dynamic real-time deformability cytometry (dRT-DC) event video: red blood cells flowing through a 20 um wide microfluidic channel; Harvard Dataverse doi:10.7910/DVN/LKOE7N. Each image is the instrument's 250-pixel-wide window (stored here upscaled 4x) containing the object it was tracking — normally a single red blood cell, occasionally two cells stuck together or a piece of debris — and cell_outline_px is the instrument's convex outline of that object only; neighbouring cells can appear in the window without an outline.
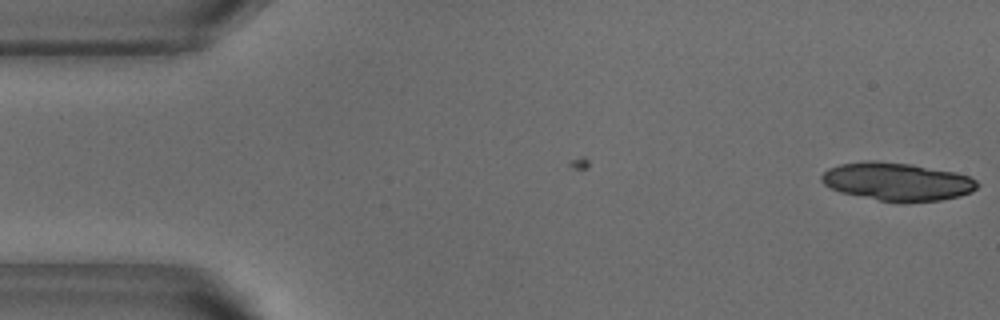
{"species": "common noctule bat (a hibernating species)", "species_latin": "Nyctalus noctula", "temperature_condition": "warm", "stored_images_in_passage": 7, "camera_frame_rate_fps": 3000, "um_per_image_px": 0.085, "animal": {"sex": "male", "body_mass_g": 18.8}, "frame": {"image": 1, "passage_image": 7, "time_ms": 2.0, "image_size_px": [1000, 320], "cell_outline_px": [[980, 184], [972, 192], [960, 196], [940, 200], [880, 200], [840, 192], [824, 184], [820, 180], [820, 176], [828, 168], [840, 164], [864, 160], [872, 160], [912, 164], [956, 172], [968, 176], [976, 180]], "centroid_in_image_um": [76.24, 15.4], "position_along_channel_um": 8.8, "area_um2": 34.1}}